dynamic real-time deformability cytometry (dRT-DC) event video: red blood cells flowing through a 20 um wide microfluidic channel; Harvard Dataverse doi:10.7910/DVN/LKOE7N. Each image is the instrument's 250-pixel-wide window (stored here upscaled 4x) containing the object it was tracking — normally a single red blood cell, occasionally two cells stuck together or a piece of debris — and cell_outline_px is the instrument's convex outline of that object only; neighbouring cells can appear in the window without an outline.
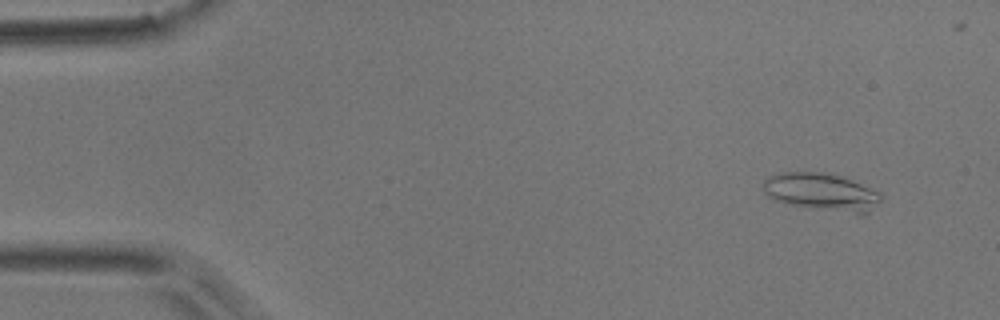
{"species": "common noctule bat (a hibernating species)", "species_latin": "Nyctalus noctula", "temperature_condition": "room temperature", "stored_images_in_passage": 4, "camera_frame_rate_fps": 3000, "um_per_image_px": 0.085, "animal": {"sex": "male", "body_mass_g": 17.9}, "frame": {"image": 1, "passage_image": 1, "time_ms": 0.0, "image_size_px": [1000, 320], "cell_outline_px": [[884, 196], [864, 216], [856, 216], [788, 204], [772, 200], [764, 192], [764, 180], [768, 176], [780, 172], [824, 172], [840, 176], [852, 180], [880, 192]], "centroid_in_image_um": [69.85, 16.35], "position_along_channel_um": 15.1, "area_um2": 26.41}}